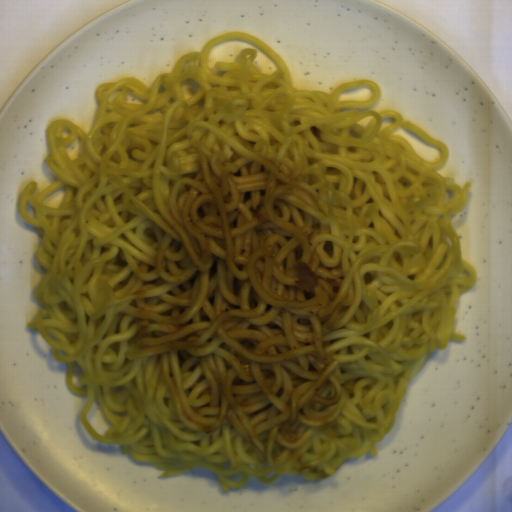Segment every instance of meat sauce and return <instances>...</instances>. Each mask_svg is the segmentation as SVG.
<instances>
[{
	"label": "meat sauce",
	"instance_id": "obj_1",
	"mask_svg": "<svg viewBox=\"0 0 512 512\" xmlns=\"http://www.w3.org/2000/svg\"><path fill=\"white\" fill-rule=\"evenodd\" d=\"M285 273L293 277L296 288L306 294L313 293L315 288L319 286L317 273L312 271L308 263L302 260L290 267Z\"/></svg>",
	"mask_w": 512,
	"mask_h": 512
}]
</instances>
